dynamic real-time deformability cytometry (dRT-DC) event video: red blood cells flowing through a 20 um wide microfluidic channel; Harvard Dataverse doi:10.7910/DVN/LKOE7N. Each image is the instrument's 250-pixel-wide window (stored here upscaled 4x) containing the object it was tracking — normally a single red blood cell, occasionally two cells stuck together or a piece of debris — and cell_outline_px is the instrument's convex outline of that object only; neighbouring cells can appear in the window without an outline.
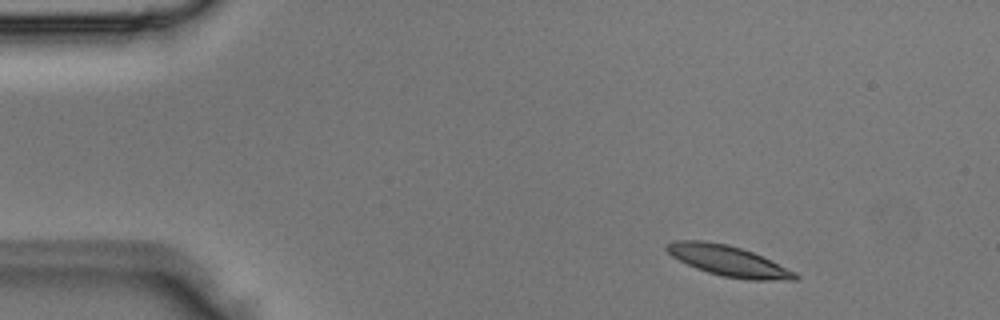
{"species": "Egyptian fruit bat (a non-hibernating species)", "species_latin": "Rousettus aegyptiacus", "temperature_condition": "room temperature", "stored_images_in_passage": 3, "camera_frame_rate_fps": 3000, "um_per_image_px": 0.085, "animal": {"sex": "male"}, "frame": {"image": 1, "passage_image": 1, "time_ms": 0.0, "image_size_px": [1000, 320], "cell_outline_px": [[800, 276], [796, 280], [748, 280], [724, 276], [708, 272], [696, 268], [672, 256], [664, 248], [664, 244], [672, 240], [704, 240], [728, 244], [752, 252], [796, 272]], "centroid_in_image_um": [61.88, 22.16], "position_along_channel_um": 23.1, "area_um2": 22.77}}